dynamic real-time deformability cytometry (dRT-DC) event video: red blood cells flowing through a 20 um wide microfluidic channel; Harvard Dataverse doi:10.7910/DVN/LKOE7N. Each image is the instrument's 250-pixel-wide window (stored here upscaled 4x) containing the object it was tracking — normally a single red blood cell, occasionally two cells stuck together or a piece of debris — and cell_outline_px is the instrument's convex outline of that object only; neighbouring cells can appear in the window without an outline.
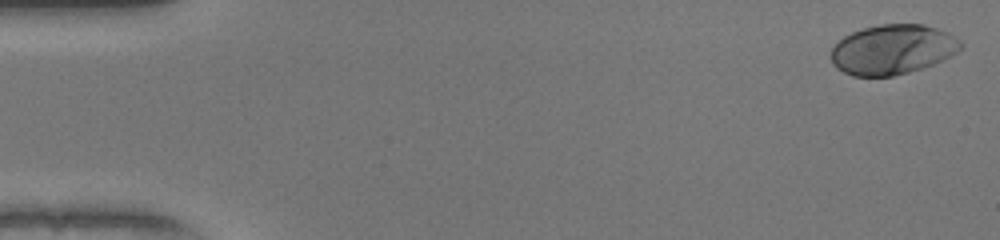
{"species": "human", "species_latin": "Homo sapiens", "temperature_condition": "warm", "stored_images_in_passage": 51, "camera_frame_rate_fps": 3000, "um_per_image_px": 0.085, "donor": {"sex": "female"}, "frame": {"image": 1, "passage_image": 1, "time_ms": 0.0, "image_size_px": [1000, 240], "cell_outline_px": [[964, 44], [956, 52], [932, 64], [908, 72], [892, 76], [852, 76], [836, 68], [832, 64], [832, 48], [844, 36], [852, 32], [864, 28], [880, 24], [924, 24], [948, 32], [960, 40]], "centroid_in_image_um": [75.86, 4.2], "position_along_channel_um": 9.1, "area_um2": 37.34}}
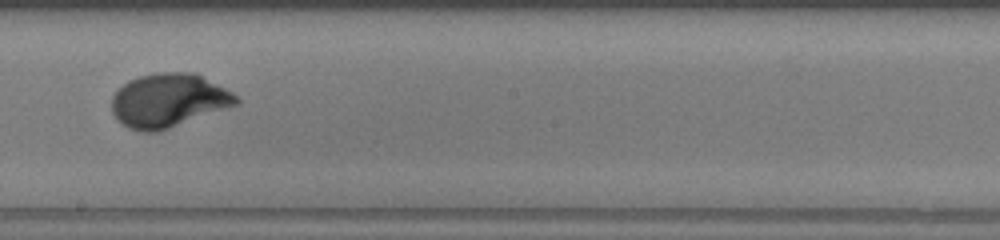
{"frame": {"image": 2, "passage_image": 29, "time_ms": 9.333, "image_size_px": [1000, 240], "cell_outline_px": [[240, 104], [156, 132], [144, 132], [128, 128], [120, 124], [112, 112], [112, 96], [128, 80], [140, 76], [156, 72], [196, 72], [232, 92], [240, 100]], "centroid_in_image_um": [14.32, 8.53], "position_along_channel_um": 233.9, "area_um2": 39.02}}
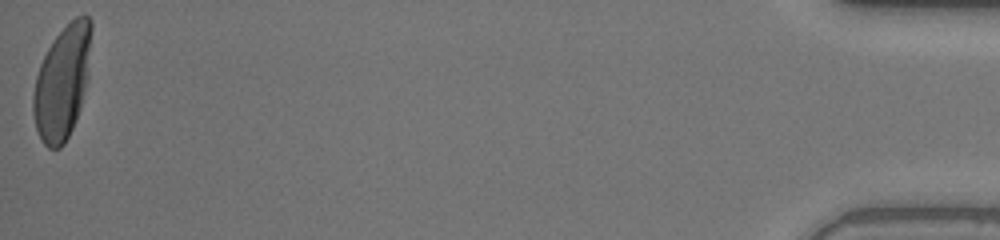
{"frame": {"image": 3, "passage_image": 51, "time_ms": 16.667, "image_size_px": [1000, 240], "cell_outline_px": [[92, 28], [88, 80], [80, 108], [76, 120], [64, 144], [60, 148], [48, 148], [44, 144], [36, 128], [32, 112], [32, 96], [36, 76], [40, 64], [52, 40], [76, 16], [88, 16], [92, 20]], "centroid_in_image_um": [5.3, 6.99], "position_along_channel_um": 429.9, "area_um2": 38.55}, "authors_computed_cell_mechanics": {"area_um2": 37.6278, "velocity_mm_per_s": 4.0332, "shape_relaxation_time_tau1_ms": 2.8638, "shape_relaxation_time_tau2_ms": null, "deformation_change_tau1": 0.1951, "deformation_change_tau2": null}}